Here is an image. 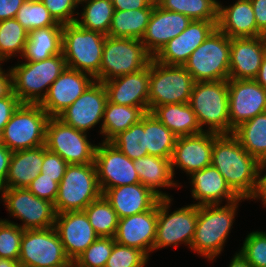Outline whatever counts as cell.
Returning <instances> with one entry per match:
<instances>
[{
	"label": "cell",
	"instance_id": "1",
	"mask_svg": "<svg viewBox=\"0 0 266 267\" xmlns=\"http://www.w3.org/2000/svg\"><path fill=\"white\" fill-rule=\"evenodd\" d=\"M211 165L240 198L250 199L254 195L260 162L241 146L233 134L215 137Z\"/></svg>",
	"mask_w": 266,
	"mask_h": 267
},
{
	"label": "cell",
	"instance_id": "2",
	"mask_svg": "<svg viewBox=\"0 0 266 267\" xmlns=\"http://www.w3.org/2000/svg\"><path fill=\"white\" fill-rule=\"evenodd\" d=\"M242 200L245 201V198L224 206H197L196 229L190 249L209 261L215 260L225 246L226 239L233 228L239 202Z\"/></svg>",
	"mask_w": 266,
	"mask_h": 267
},
{
	"label": "cell",
	"instance_id": "3",
	"mask_svg": "<svg viewBox=\"0 0 266 267\" xmlns=\"http://www.w3.org/2000/svg\"><path fill=\"white\" fill-rule=\"evenodd\" d=\"M63 53L42 61H25L9 68L13 92L21 103L40 104L51 84L66 68Z\"/></svg>",
	"mask_w": 266,
	"mask_h": 267
},
{
	"label": "cell",
	"instance_id": "4",
	"mask_svg": "<svg viewBox=\"0 0 266 267\" xmlns=\"http://www.w3.org/2000/svg\"><path fill=\"white\" fill-rule=\"evenodd\" d=\"M188 104L202 131L230 134L228 80L195 82Z\"/></svg>",
	"mask_w": 266,
	"mask_h": 267
},
{
	"label": "cell",
	"instance_id": "5",
	"mask_svg": "<svg viewBox=\"0 0 266 267\" xmlns=\"http://www.w3.org/2000/svg\"><path fill=\"white\" fill-rule=\"evenodd\" d=\"M106 35L83 29L76 22L62 27V53L66 66L95 78L100 71Z\"/></svg>",
	"mask_w": 266,
	"mask_h": 267
},
{
	"label": "cell",
	"instance_id": "6",
	"mask_svg": "<svg viewBox=\"0 0 266 267\" xmlns=\"http://www.w3.org/2000/svg\"><path fill=\"white\" fill-rule=\"evenodd\" d=\"M102 195L94 163L68 164L54 202L57 213L84 211Z\"/></svg>",
	"mask_w": 266,
	"mask_h": 267
},
{
	"label": "cell",
	"instance_id": "7",
	"mask_svg": "<svg viewBox=\"0 0 266 267\" xmlns=\"http://www.w3.org/2000/svg\"><path fill=\"white\" fill-rule=\"evenodd\" d=\"M231 38L217 28L183 65L195 82L229 79Z\"/></svg>",
	"mask_w": 266,
	"mask_h": 267
},
{
	"label": "cell",
	"instance_id": "8",
	"mask_svg": "<svg viewBox=\"0 0 266 267\" xmlns=\"http://www.w3.org/2000/svg\"><path fill=\"white\" fill-rule=\"evenodd\" d=\"M48 119L40 104L21 103L0 134V142L12 152L45 145Z\"/></svg>",
	"mask_w": 266,
	"mask_h": 267
},
{
	"label": "cell",
	"instance_id": "9",
	"mask_svg": "<svg viewBox=\"0 0 266 267\" xmlns=\"http://www.w3.org/2000/svg\"><path fill=\"white\" fill-rule=\"evenodd\" d=\"M153 57L141 40L106 36L99 74L95 81L110 79L144 69Z\"/></svg>",
	"mask_w": 266,
	"mask_h": 267
},
{
	"label": "cell",
	"instance_id": "10",
	"mask_svg": "<svg viewBox=\"0 0 266 267\" xmlns=\"http://www.w3.org/2000/svg\"><path fill=\"white\" fill-rule=\"evenodd\" d=\"M194 79L184 66L150 61L149 112L172 103H189Z\"/></svg>",
	"mask_w": 266,
	"mask_h": 267
},
{
	"label": "cell",
	"instance_id": "11",
	"mask_svg": "<svg viewBox=\"0 0 266 267\" xmlns=\"http://www.w3.org/2000/svg\"><path fill=\"white\" fill-rule=\"evenodd\" d=\"M172 198L160 199L157 203L156 238L153 252L179 244L191 246L197 222V205L190 204L169 213Z\"/></svg>",
	"mask_w": 266,
	"mask_h": 267
},
{
	"label": "cell",
	"instance_id": "12",
	"mask_svg": "<svg viewBox=\"0 0 266 267\" xmlns=\"http://www.w3.org/2000/svg\"><path fill=\"white\" fill-rule=\"evenodd\" d=\"M45 146L68 164L94 163L97 145L89 142L87 133L67 125L58 117H49Z\"/></svg>",
	"mask_w": 266,
	"mask_h": 267
},
{
	"label": "cell",
	"instance_id": "13",
	"mask_svg": "<svg viewBox=\"0 0 266 267\" xmlns=\"http://www.w3.org/2000/svg\"><path fill=\"white\" fill-rule=\"evenodd\" d=\"M1 201L10 217L23 221V230L47 229L53 227L56 219L54 204L40 199L27 188H4L0 190Z\"/></svg>",
	"mask_w": 266,
	"mask_h": 267
},
{
	"label": "cell",
	"instance_id": "14",
	"mask_svg": "<svg viewBox=\"0 0 266 267\" xmlns=\"http://www.w3.org/2000/svg\"><path fill=\"white\" fill-rule=\"evenodd\" d=\"M68 259L54 226L24 230L18 260L22 267H50Z\"/></svg>",
	"mask_w": 266,
	"mask_h": 267
},
{
	"label": "cell",
	"instance_id": "15",
	"mask_svg": "<svg viewBox=\"0 0 266 267\" xmlns=\"http://www.w3.org/2000/svg\"><path fill=\"white\" fill-rule=\"evenodd\" d=\"M94 164L101 193L112 187L140 183L133 160L110 141L97 145Z\"/></svg>",
	"mask_w": 266,
	"mask_h": 267
},
{
	"label": "cell",
	"instance_id": "16",
	"mask_svg": "<svg viewBox=\"0 0 266 267\" xmlns=\"http://www.w3.org/2000/svg\"><path fill=\"white\" fill-rule=\"evenodd\" d=\"M230 134L243 122L266 112V89L255 79H228Z\"/></svg>",
	"mask_w": 266,
	"mask_h": 267
},
{
	"label": "cell",
	"instance_id": "17",
	"mask_svg": "<svg viewBox=\"0 0 266 267\" xmlns=\"http://www.w3.org/2000/svg\"><path fill=\"white\" fill-rule=\"evenodd\" d=\"M106 102L107 92L103 82L94 81L58 118L87 133L103 121Z\"/></svg>",
	"mask_w": 266,
	"mask_h": 267
},
{
	"label": "cell",
	"instance_id": "18",
	"mask_svg": "<svg viewBox=\"0 0 266 267\" xmlns=\"http://www.w3.org/2000/svg\"><path fill=\"white\" fill-rule=\"evenodd\" d=\"M95 81L86 73L68 67L51 84L40 106L49 117H58Z\"/></svg>",
	"mask_w": 266,
	"mask_h": 267
},
{
	"label": "cell",
	"instance_id": "19",
	"mask_svg": "<svg viewBox=\"0 0 266 267\" xmlns=\"http://www.w3.org/2000/svg\"><path fill=\"white\" fill-rule=\"evenodd\" d=\"M217 135L203 131L195 135L178 137L170 160L173 177L175 167L190 175L211 165L212 149Z\"/></svg>",
	"mask_w": 266,
	"mask_h": 267
},
{
	"label": "cell",
	"instance_id": "20",
	"mask_svg": "<svg viewBox=\"0 0 266 267\" xmlns=\"http://www.w3.org/2000/svg\"><path fill=\"white\" fill-rule=\"evenodd\" d=\"M54 228L66 256L74 261L99 237L85 211L57 213Z\"/></svg>",
	"mask_w": 266,
	"mask_h": 267
},
{
	"label": "cell",
	"instance_id": "21",
	"mask_svg": "<svg viewBox=\"0 0 266 267\" xmlns=\"http://www.w3.org/2000/svg\"><path fill=\"white\" fill-rule=\"evenodd\" d=\"M217 28L213 21L192 20L178 36L167 42L153 57L158 63L183 66L193 51Z\"/></svg>",
	"mask_w": 266,
	"mask_h": 267
},
{
	"label": "cell",
	"instance_id": "22",
	"mask_svg": "<svg viewBox=\"0 0 266 267\" xmlns=\"http://www.w3.org/2000/svg\"><path fill=\"white\" fill-rule=\"evenodd\" d=\"M150 62L142 70L103 82L107 100L117 105L141 107L149 112Z\"/></svg>",
	"mask_w": 266,
	"mask_h": 267
},
{
	"label": "cell",
	"instance_id": "23",
	"mask_svg": "<svg viewBox=\"0 0 266 267\" xmlns=\"http://www.w3.org/2000/svg\"><path fill=\"white\" fill-rule=\"evenodd\" d=\"M157 204L150 210L119 218L114 240L128 247L140 249L148 257L156 238Z\"/></svg>",
	"mask_w": 266,
	"mask_h": 267
},
{
	"label": "cell",
	"instance_id": "24",
	"mask_svg": "<svg viewBox=\"0 0 266 267\" xmlns=\"http://www.w3.org/2000/svg\"><path fill=\"white\" fill-rule=\"evenodd\" d=\"M192 20L184 14L164 10L156 3L141 42L154 57L171 39L183 32Z\"/></svg>",
	"mask_w": 266,
	"mask_h": 267
},
{
	"label": "cell",
	"instance_id": "25",
	"mask_svg": "<svg viewBox=\"0 0 266 267\" xmlns=\"http://www.w3.org/2000/svg\"><path fill=\"white\" fill-rule=\"evenodd\" d=\"M265 54L263 36L231 38L229 79H255Z\"/></svg>",
	"mask_w": 266,
	"mask_h": 267
},
{
	"label": "cell",
	"instance_id": "26",
	"mask_svg": "<svg viewBox=\"0 0 266 267\" xmlns=\"http://www.w3.org/2000/svg\"><path fill=\"white\" fill-rule=\"evenodd\" d=\"M189 176L191 177V194L195 200L199 201L194 203L197 206L221 205L224 199L228 204L240 199L221 173L212 165L194 171Z\"/></svg>",
	"mask_w": 266,
	"mask_h": 267
},
{
	"label": "cell",
	"instance_id": "27",
	"mask_svg": "<svg viewBox=\"0 0 266 267\" xmlns=\"http://www.w3.org/2000/svg\"><path fill=\"white\" fill-rule=\"evenodd\" d=\"M102 195L110 203L118 218L148 211L160 200L141 183L112 187L106 189Z\"/></svg>",
	"mask_w": 266,
	"mask_h": 267
},
{
	"label": "cell",
	"instance_id": "28",
	"mask_svg": "<svg viewBox=\"0 0 266 267\" xmlns=\"http://www.w3.org/2000/svg\"><path fill=\"white\" fill-rule=\"evenodd\" d=\"M217 29L230 38L263 36L256 25L250 0H237L225 7L218 3Z\"/></svg>",
	"mask_w": 266,
	"mask_h": 267
},
{
	"label": "cell",
	"instance_id": "29",
	"mask_svg": "<svg viewBox=\"0 0 266 267\" xmlns=\"http://www.w3.org/2000/svg\"><path fill=\"white\" fill-rule=\"evenodd\" d=\"M133 164L141 184L151 190L160 199L172 197L159 189L178 187V183L174 181L169 159L147 155L133 160Z\"/></svg>",
	"mask_w": 266,
	"mask_h": 267
},
{
	"label": "cell",
	"instance_id": "30",
	"mask_svg": "<svg viewBox=\"0 0 266 267\" xmlns=\"http://www.w3.org/2000/svg\"><path fill=\"white\" fill-rule=\"evenodd\" d=\"M43 145L12 152L4 188H27L41 173Z\"/></svg>",
	"mask_w": 266,
	"mask_h": 267
},
{
	"label": "cell",
	"instance_id": "31",
	"mask_svg": "<svg viewBox=\"0 0 266 267\" xmlns=\"http://www.w3.org/2000/svg\"><path fill=\"white\" fill-rule=\"evenodd\" d=\"M151 113L177 137L202 133L196 114L188 103H172L155 107Z\"/></svg>",
	"mask_w": 266,
	"mask_h": 267
},
{
	"label": "cell",
	"instance_id": "32",
	"mask_svg": "<svg viewBox=\"0 0 266 267\" xmlns=\"http://www.w3.org/2000/svg\"><path fill=\"white\" fill-rule=\"evenodd\" d=\"M62 27L49 26L29 32L21 58L30 62L42 61L62 53Z\"/></svg>",
	"mask_w": 266,
	"mask_h": 267
},
{
	"label": "cell",
	"instance_id": "33",
	"mask_svg": "<svg viewBox=\"0 0 266 267\" xmlns=\"http://www.w3.org/2000/svg\"><path fill=\"white\" fill-rule=\"evenodd\" d=\"M155 3L154 0L144 9L114 10L107 36L141 40L147 29Z\"/></svg>",
	"mask_w": 266,
	"mask_h": 267
},
{
	"label": "cell",
	"instance_id": "34",
	"mask_svg": "<svg viewBox=\"0 0 266 267\" xmlns=\"http://www.w3.org/2000/svg\"><path fill=\"white\" fill-rule=\"evenodd\" d=\"M146 112L141 107L117 105L107 100L100 134H103V141H111L120 132L138 123Z\"/></svg>",
	"mask_w": 266,
	"mask_h": 267
},
{
	"label": "cell",
	"instance_id": "35",
	"mask_svg": "<svg viewBox=\"0 0 266 267\" xmlns=\"http://www.w3.org/2000/svg\"><path fill=\"white\" fill-rule=\"evenodd\" d=\"M232 134L259 162L266 156V112L243 122L234 129Z\"/></svg>",
	"mask_w": 266,
	"mask_h": 267
},
{
	"label": "cell",
	"instance_id": "36",
	"mask_svg": "<svg viewBox=\"0 0 266 267\" xmlns=\"http://www.w3.org/2000/svg\"><path fill=\"white\" fill-rule=\"evenodd\" d=\"M144 131L148 155L171 160L178 137L151 112L144 115Z\"/></svg>",
	"mask_w": 266,
	"mask_h": 267
},
{
	"label": "cell",
	"instance_id": "37",
	"mask_svg": "<svg viewBox=\"0 0 266 267\" xmlns=\"http://www.w3.org/2000/svg\"><path fill=\"white\" fill-rule=\"evenodd\" d=\"M79 4H83L84 8L76 23L83 29L98 31L107 36L114 13L111 0H82Z\"/></svg>",
	"mask_w": 266,
	"mask_h": 267
},
{
	"label": "cell",
	"instance_id": "38",
	"mask_svg": "<svg viewBox=\"0 0 266 267\" xmlns=\"http://www.w3.org/2000/svg\"><path fill=\"white\" fill-rule=\"evenodd\" d=\"M164 10H169L188 16L191 20L213 21L217 25V0H155Z\"/></svg>",
	"mask_w": 266,
	"mask_h": 267
},
{
	"label": "cell",
	"instance_id": "39",
	"mask_svg": "<svg viewBox=\"0 0 266 267\" xmlns=\"http://www.w3.org/2000/svg\"><path fill=\"white\" fill-rule=\"evenodd\" d=\"M29 32L15 19L0 21V63L20 54L22 57Z\"/></svg>",
	"mask_w": 266,
	"mask_h": 267
},
{
	"label": "cell",
	"instance_id": "40",
	"mask_svg": "<svg viewBox=\"0 0 266 267\" xmlns=\"http://www.w3.org/2000/svg\"><path fill=\"white\" fill-rule=\"evenodd\" d=\"M84 211L99 237L115 236L119 218L103 195L91 202Z\"/></svg>",
	"mask_w": 266,
	"mask_h": 267
},
{
	"label": "cell",
	"instance_id": "41",
	"mask_svg": "<svg viewBox=\"0 0 266 267\" xmlns=\"http://www.w3.org/2000/svg\"><path fill=\"white\" fill-rule=\"evenodd\" d=\"M110 142L131 160L147 156L144 116L138 123L120 132Z\"/></svg>",
	"mask_w": 266,
	"mask_h": 267
},
{
	"label": "cell",
	"instance_id": "42",
	"mask_svg": "<svg viewBox=\"0 0 266 267\" xmlns=\"http://www.w3.org/2000/svg\"><path fill=\"white\" fill-rule=\"evenodd\" d=\"M15 19L28 32L49 26H63L54 19L40 0H25Z\"/></svg>",
	"mask_w": 266,
	"mask_h": 267
},
{
	"label": "cell",
	"instance_id": "43",
	"mask_svg": "<svg viewBox=\"0 0 266 267\" xmlns=\"http://www.w3.org/2000/svg\"><path fill=\"white\" fill-rule=\"evenodd\" d=\"M24 230L9 220L0 219V258L19 260Z\"/></svg>",
	"mask_w": 266,
	"mask_h": 267
},
{
	"label": "cell",
	"instance_id": "44",
	"mask_svg": "<svg viewBox=\"0 0 266 267\" xmlns=\"http://www.w3.org/2000/svg\"><path fill=\"white\" fill-rule=\"evenodd\" d=\"M115 242L114 237H98L76 258L75 264L79 267H105Z\"/></svg>",
	"mask_w": 266,
	"mask_h": 267
},
{
	"label": "cell",
	"instance_id": "45",
	"mask_svg": "<svg viewBox=\"0 0 266 267\" xmlns=\"http://www.w3.org/2000/svg\"><path fill=\"white\" fill-rule=\"evenodd\" d=\"M149 257L140 249L115 242L105 267H145Z\"/></svg>",
	"mask_w": 266,
	"mask_h": 267
},
{
	"label": "cell",
	"instance_id": "46",
	"mask_svg": "<svg viewBox=\"0 0 266 267\" xmlns=\"http://www.w3.org/2000/svg\"><path fill=\"white\" fill-rule=\"evenodd\" d=\"M239 253L254 267H266V232L249 233Z\"/></svg>",
	"mask_w": 266,
	"mask_h": 267
},
{
	"label": "cell",
	"instance_id": "47",
	"mask_svg": "<svg viewBox=\"0 0 266 267\" xmlns=\"http://www.w3.org/2000/svg\"><path fill=\"white\" fill-rule=\"evenodd\" d=\"M48 9L54 19L60 24L75 23L79 18V12H75L78 8V0H40ZM76 13V14H75ZM77 15L76 17H74Z\"/></svg>",
	"mask_w": 266,
	"mask_h": 267
},
{
	"label": "cell",
	"instance_id": "48",
	"mask_svg": "<svg viewBox=\"0 0 266 267\" xmlns=\"http://www.w3.org/2000/svg\"><path fill=\"white\" fill-rule=\"evenodd\" d=\"M68 163L62 159L57 153H54L43 145V163L41 173L49 178H55L60 183L63 179Z\"/></svg>",
	"mask_w": 266,
	"mask_h": 267
},
{
	"label": "cell",
	"instance_id": "49",
	"mask_svg": "<svg viewBox=\"0 0 266 267\" xmlns=\"http://www.w3.org/2000/svg\"><path fill=\"white\" fill-rule=\"evenodd\" d=\"M59 183L55 178H49L40 173L27 187V189L40 199L54 204L58 195Z\"/></svg>",
	"mask_w": 266,
	"mask_h": 267
},
{
	"label": "cell",
	"instance_id": "50",
	"mask_svg": "<svg viewBox=\"0 0 266 267\" xmlns=\"http://www.w3.org/2000/svg\"><path fill=\"white\" fill-rule=\"evenodd\" d=\"M20 104L21 102L14 92L8 97L0 99V134Z\"/></svg>",
	"mask_w": 266,
	"mask_h": 267
},
{
	"label": "cell",
	"instance_id": "51",
	"mask_svg": "<svg viewBox=\"0 0 266 267\" xmlns=\"http://www.w3.org/2000/svg\"><path fill=\"white\" fill-rule=\"evenodd\" d=\"M25 0H0V21L15 18Z\"/></svg>",
	"mask_w": 266,
	"mask_h": 267
},
{
	"label": "cell",
	"instance_id": "52",
	"mask_svg": "<svg viewBox=\"0 0 266 267\" xmlns=\"http://www.w3.org/2000/svg\"><path fill=\"white\" fill-rule=\"evenodd\" d=\"M258 29L266 32V0H250Z\"/></svg>",
	"mask_w": 266,
	"mask_h": 267
},
{
	"label": "cell",
	"instance_id": "53",
	"mask_svg": "<svg viewBox=\"0 0 266 267\" xmlns=\"http://www.w3.org/2000/svg\"><path fill=\"white\" fill-rule=\"evenodd\" d=\"M154 0H111L114 10H137L148 7Z\"/></svg>",
	"mask_w": 266,
	"mask_h": 267
},
{
	"label": "cell",
	"instance_id": "54",
	"mask_svg": "<svg viewBox=\"0 0 266 267\" xmlns=\"http://www.w3.org/2000/svg\"><path fill=\"white\" fill-rule=\"evenodd\" d=\"M11 155L12 151L0 142V190L4 189L5 186Z\"/></svg>",
	"mask_w": 266,
	"mask_h": 267
},
{
	"label": "cell",
	"instance_id": "55",
	"mask_svg": "<svg viewBox=\"0 0 266 267\" xmlns=\"http://www.w3.org/2000/svg\"><path fill=\"white\" fill-rule=\"evenodd\" d=\"M5 72L0 63V99L8 97L13 92L11 71L9 69Z\"/></svg>",
	"mask_w": 266,
	"mask_h": 267
},
{
	"label": "cell",
	"instance_id": "56",
	"mask_svg": "<svg viewBox=\"0 0 266 267\" xmlns=\"http://www.w3.org/2000/svg\"><path fill=\"white\" fill-rule=\"evenodd\" d=\"M250 199L262 200L263 205L266 206V173L262 176L258 175L256 191Z\"/></svg>",
	"mask_w": 266,
	"mask_h": 267
},
{
	"label": "cell",
	"instance_id": "57",
	"mask_svg": "<svg viewBox=\"0 0 266 267\" xmlns=\"http://www.w3.org/2000/svg\"><path fill=\"white\" fill-rule=\"evenodd\" d=\"M228 267H254L251 265L239 252L231 259V262Z\"/></svg>",
	"mask_w": 266,
	"mask_h": 267
},
{
	"label": "cell",
	"instance_id": "58",
	"mask_svg": "<svg viewBox=\"0 0 266 267\" xmlns=\"http://www.w3.org/2000/svg\"><path fill=\"white\" fill-rule=\"evenodd\" d=\"M255 80L266 89V54L263 58L259 73Z\"/></svg>",
	"mask_w": 266,
	"mask_h": 267
},
{
	"label": "cell",
	"instance_id": "59",
	"mask_svg": "<svg viewBox=\"0 0 266 267\" xmlns=\"http://www.w3.org/2000/svg\"><path fill=\"white\" fill-rule=\"evenodd\" d=\"M0 267H22L18 261L12 259H1Z\"/></svg>",
	"mask_w": 266,
	"mask_h": 267
},
{
	"label": "cell",
	"instance_id": "60",
	"mask_svg": "<svg viewBox=\"0 0 266 267\" xmlns=\"http://www.w3.org/2000/svg\"><path fill=\"white\" fill-rule=\"evenodd\" d=\"M75 264L74 260L68 259L65 263L50 266V267H73Z\"/></svg>",
	"mask_w": 266,
	"mask_h": 267
},
{
	"label": "cell",
	"instance_id": "61",
	"mask_svg": "<svg viewBox=\"0 0 266 267\" xmlns=\"http://www.w3.org/2000/svg\"><path fill=\"white\" fill-rule=\"evenodd\" d=\"M266 170V156L261 160L260 165H259V169H258V175H262L263 172Z\"/></svg>",
	"mask_w": 266,
	"mask_h": 267
},
{
	"label": "cell",
	"instance_id": "62",
	"mask_svg": "<svg viewBox=\"0 0 266 267\" xmlns=\"http://www.w3.org/2000/svg\"><path fill=\"white\" fill-rule=\"evenodd\" d=\"M263 39H264V41L266 43V32L263 33Z\"/></svg>",
	"mask_w": 266,
	"mask_h": 267
}]
</instances>
